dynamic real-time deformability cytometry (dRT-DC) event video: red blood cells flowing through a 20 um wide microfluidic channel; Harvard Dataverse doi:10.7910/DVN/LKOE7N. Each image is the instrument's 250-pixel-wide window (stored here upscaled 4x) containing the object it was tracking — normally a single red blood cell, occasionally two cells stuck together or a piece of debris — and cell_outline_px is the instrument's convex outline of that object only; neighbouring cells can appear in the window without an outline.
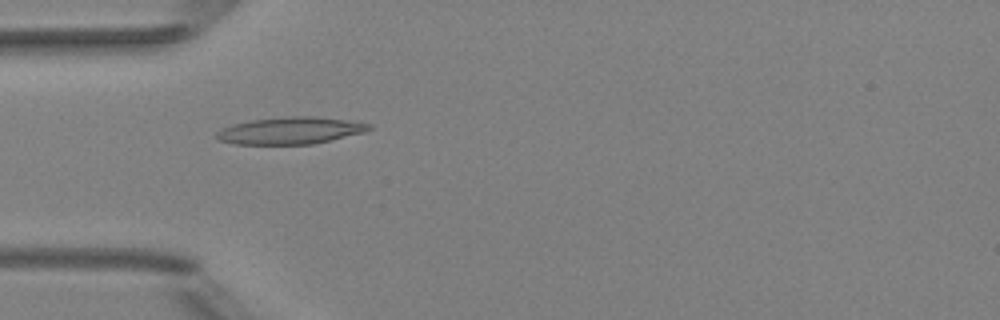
{"species": "Egyptian fruit bat (a non-hibernating species)", "species_latin": "Rousettus aegyptiacus", "temperature_condition": "room temperature", "stored_images_in_passage": 2, "camera_frame_rate_fps": 3000, "um_per_image_px": 0.085, "animal": {"sex": "female"}, "frame": {"image": 1, "passage_image": 1, "time_ms": 0.0, "image_size_px": [1000, 320], "cell_outline_px": [[372, 128], [364, 132], [312, 144], [236, 144], [220, 140], [212, 136], [220, 128], [232, 124], [252, 120], [292, 116], [312, 116], [344, 120], [372, 124]], "centroid_in_image_um": [24.62, 11.1], "position_along_channel_um": 60.4, "area_um2": 23.81}}
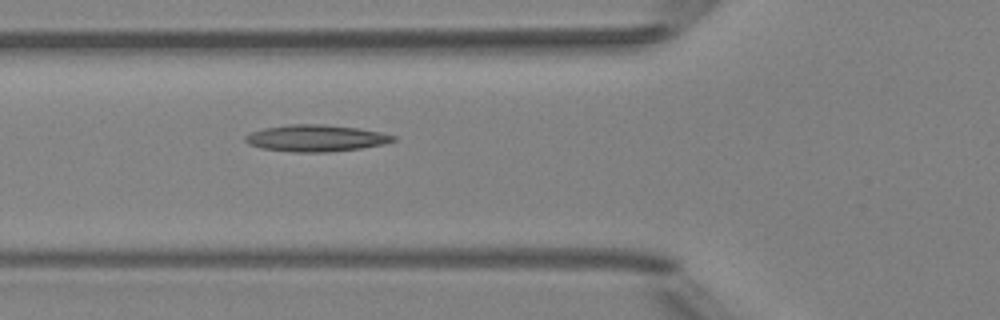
{"frame": {"image": 2, "passage_image": 2, "time_ms": 1.0, "image_size_px": [1000, 320], "cell_outline_px": [[396, 140], [380, 144], [360, 148], [328, 152], [296, 152], [260, 148], [248, 144], [244, 140], [244, 136], [252, 132], [264, 128], [288, 124], [324, 124], [356, 128], [380, 132], [396, 136]], "centroid_in_image_um": [26.8, 11.74], "position_along_channel_um": 99.0, "area_um2": 22.83}}